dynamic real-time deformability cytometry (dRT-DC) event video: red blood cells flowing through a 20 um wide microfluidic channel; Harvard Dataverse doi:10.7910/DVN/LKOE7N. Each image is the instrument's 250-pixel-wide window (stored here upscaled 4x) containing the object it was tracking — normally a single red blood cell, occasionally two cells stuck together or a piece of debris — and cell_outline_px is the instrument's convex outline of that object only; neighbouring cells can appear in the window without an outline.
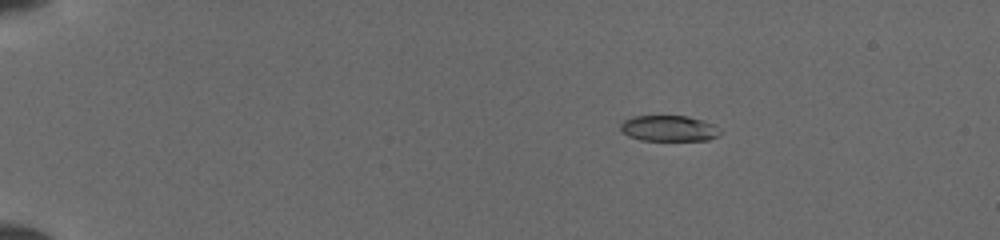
{"species": "common noctule bat (a hibernating species)", "species_latin": "Nyctalus noctula", "temperature_condition": "cold", "stored_images_in_passage": 12, "camera_frame_rate_fps": 3000, "um_per_image_px": 0.085, "animal": {"sex": "female", "body_mass_g": 19.5, "forearm_length_mm": 54.1}, "frame": {"image": 1, "passage_image": 6, "time_ms": 3.0, "image_size_px": [1000, 240], "cell_outline_px": [[724, 132], [708, 140], [640, 140], [628, 136], [620, 128], [620, 124], [624, 120], [632, 116], [688, 116], [704, 120], [716, 124]], "centroid_in_image_um": [56.91, 10.9], "position_along_channel_um": 28.1, "area_um2": 15.2}}
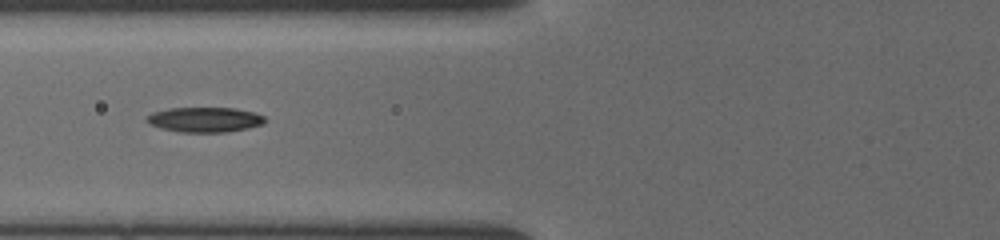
{"frame": {"image": 2, "passage_image": 10, "time_ms": 7.333, "image_size_px": [1000, 240], "cell_outline_px": [[264, 120], [260, 124], [248, 128], [224, 132], [180, 132], [164, 128], [152, 124], [144, 120], [152, 112], [168, 108], [236, 108], [252, 112], [264, 116]], "centroid_in_image_um": [17.38, 10.16], "position_along_channel_um": 108.4, "area_um2": 16.88}}
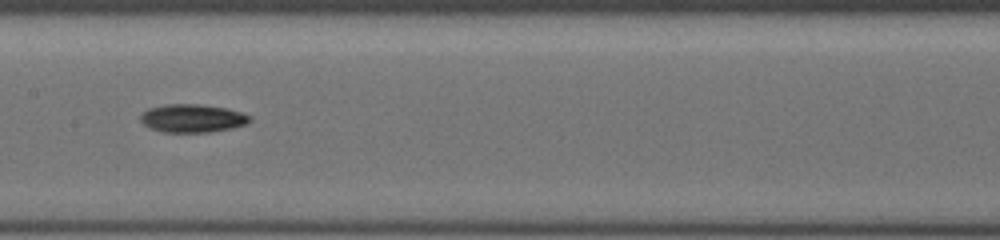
{"frame": {"image": 3, "passage_image": 12, "time_ms": 9.333, "image_size_px": [1000, 240], "cell_outline_px": [[252, 120], [244, 124], [232, 128], [208, 132], [164, 132], [148, 128], [140, 120], [140, 116], [148, 108], [164, 104], [204, 104], [228, 108], [240, 112], [248, 116]], "centroid_in_image_um": [16.32, 10.04], "position_along_channel_um": 191.1, "area_um2": 17.98}}